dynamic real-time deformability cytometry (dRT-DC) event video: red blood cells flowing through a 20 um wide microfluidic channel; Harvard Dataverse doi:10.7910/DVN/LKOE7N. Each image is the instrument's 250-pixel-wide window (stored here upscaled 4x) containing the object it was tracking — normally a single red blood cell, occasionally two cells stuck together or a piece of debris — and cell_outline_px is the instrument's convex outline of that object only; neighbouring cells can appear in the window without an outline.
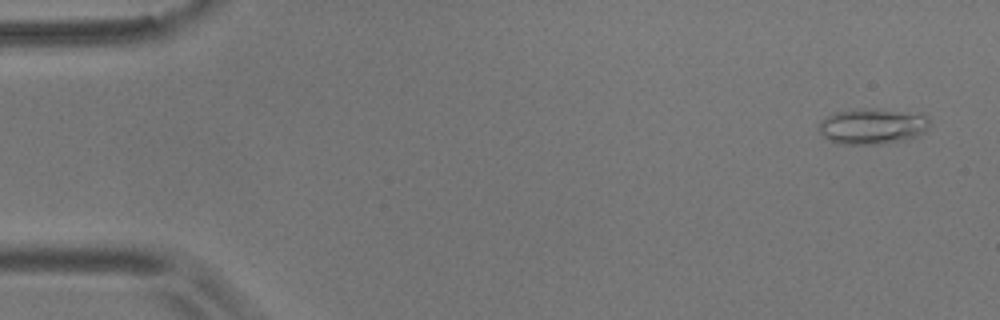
{"species": "common noctule bat (a hibernating species)", "species_latin": "Nyctalus noctula", "temperature_condition": "room temperature", "stored_images_in_passage": 55, "camera_frame_rate_fps": 3000, "um_per_image_px": 0.085, "animal": {"sex": "male", "body_mass_g": 17.9}, "frame": {"image": 1, "passage_image": 3, "time_ms": 0.667, "image_size_px": [1000, 320], "cell_outline_px": [[928, 128], [920, 136], [904, 140], [884, 144], [840, 144], [828, 140], [816, 128], [816, 124], [824, 116], [832, 112], [852, 108], [876, 108], [928, 116]], "centroid_in_image_um": [74.06, 10.73], "position_along_channel_um": 10.9, "area_um2": 23.58}}
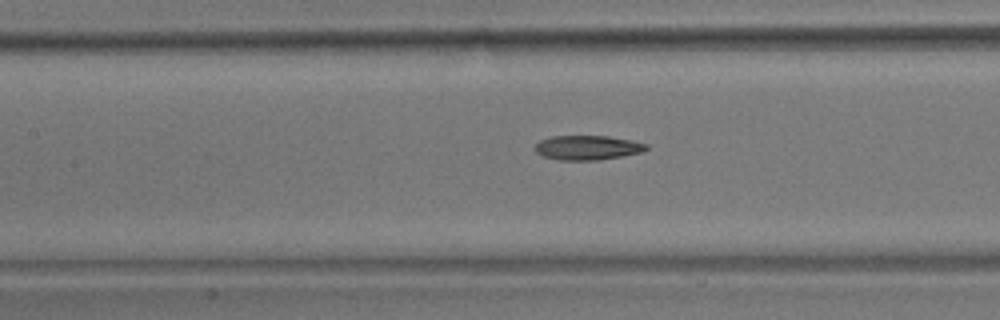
{"frame": {"image": 2, "passage_image": 25, "time_ms": 8.0, "image_size_px": [1000, 320], "cell_outline_px": [[648, 148], [640, 152], [620, 156], [596, 160], [560, 160], [544, 156], [536, 152], [536, 144], [540, 140], [552, 136], [608, 136], [632, 140], [648, 144]], "centroid_in_image_um": [49.94, 12.54], "position_along_channel_um": 157.5, "area_um2": 15.66}}
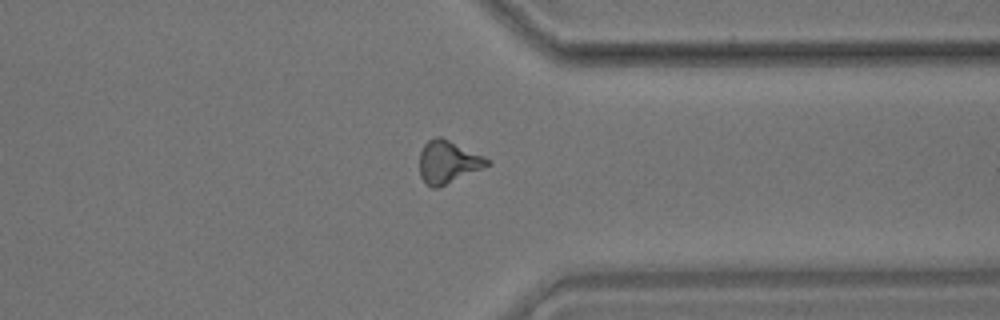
{"frame": {"image": 3, "passage_image": 43, "time_ms": 14.0, "image_size_px": [1000, 320], "cell_outline_px": [[492, 164], [436, 188], [432, 188], [420, 176], [420, 152], [424, 144], [428, 140], [436, 136], [440, 136], [484, 156], [492, 160]], "centroid_in_image_um": [38.09, 13.75], "position_along_channel_um": 373.3, "area_um2": 16.59}, "authors_computed_cell_mechanics": {"area_um2": 16.5886, "velocity_mm_per_s": 3.6493, "shape_relaxation_time_tau1_ms": 10.4266, "shape_relaxation_time_tau2_ms": 4.0279, "deformation_change_tau1": 0.218, "deformation_change_tau2": 0.135}}